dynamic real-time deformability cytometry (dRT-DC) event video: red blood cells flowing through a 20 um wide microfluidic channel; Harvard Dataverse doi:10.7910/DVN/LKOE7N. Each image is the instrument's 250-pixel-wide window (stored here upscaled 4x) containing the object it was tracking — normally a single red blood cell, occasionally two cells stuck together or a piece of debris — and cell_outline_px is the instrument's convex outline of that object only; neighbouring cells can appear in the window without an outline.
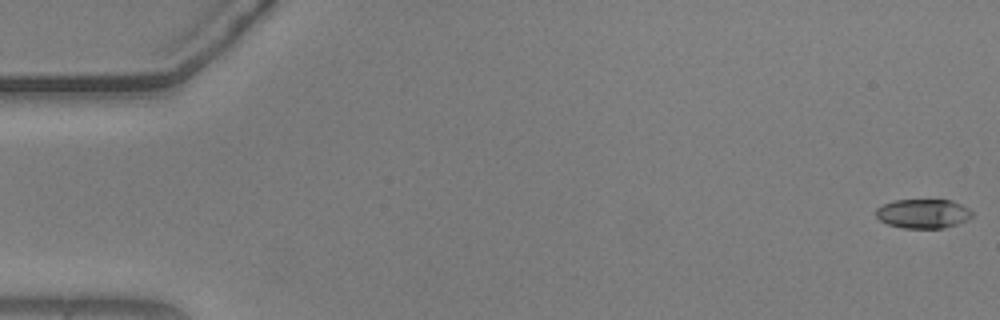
{"species": "common noctule bat (a hibernating species)", "species_latin": "Nyctalus noctula", "temperature_condition": "warm", "stored_images_in_passage": 16, "segment_of_instrument_passage": [1, 2], "camera_frame_rate_fps": 3000, "um_per_image_px": 0.085, "animal": {"sex": "male", "body_mass_g": 20.5, "forearm_length_mm": 52.5}, "frame": {"image": 1, "passage_image": 1, "time_ms": 0.0, "image_size_px": [1000, 320], "cell_outline_px": [[972, 216], [968, 220], [944, 228], [904, 228], [888, 224], [880, 220], [876, 216], [876, 208], [892, 200], [952, 200], [968, 208], [972, 212]], "centroid_in_image_um": [78.46, 18.16], "position_along_channel_um": 6.5, "area_um2": 16.36}}
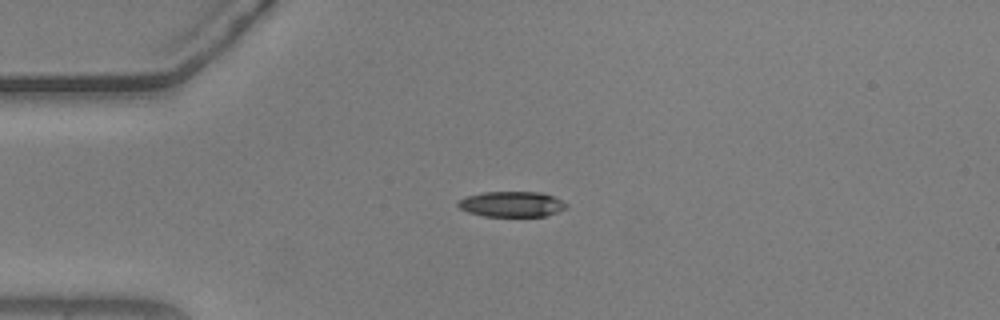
{"frame": {"image": 2, "passage_image": 14, "time_ms": 4.333, "image_size_px": [1000, 320], "cell_outline_px": [[568, 208], [544, 216], [484, 216], [468, 212], [460, 208], [456, 204], [460, 200], [468, 196], [484, 192], [540, 192], [552, 196], [568, 204]], "centroid_in_image_um": [43.51, 17.35], "position_along_channel_um": 41.5, "area_um2": 15.9}}